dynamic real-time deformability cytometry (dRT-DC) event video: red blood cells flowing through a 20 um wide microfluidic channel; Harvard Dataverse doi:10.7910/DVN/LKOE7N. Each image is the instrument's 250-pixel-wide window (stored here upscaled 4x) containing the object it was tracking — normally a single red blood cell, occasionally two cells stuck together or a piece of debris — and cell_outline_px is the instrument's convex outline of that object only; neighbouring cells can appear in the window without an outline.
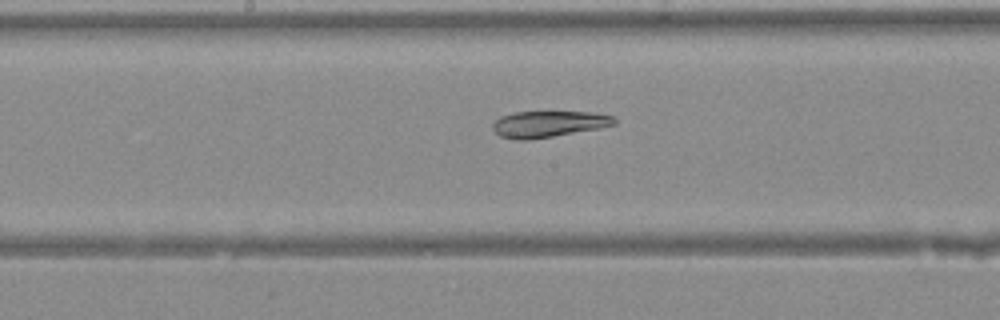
{"species": "Egyptian fruit bat (a non-hibernating species)", "species_latin": "Rousettus aegyptiacus", "temperature_condition": "warm", "stored_images_in_passage": 43, "segment_of_instrument_passage": [2, 2], "camera_frame_rate_fps": 3000, "um_per_image_px": 0.085, "animal": {"sex": "female"}, "frame": {"image": 1, "passage_image": 24, "time_ms": 7.667, "image_size_px": [1000, 320], "cell_outline_px": [[616, 124], [600, 128], [528, 140], [516, 140], [500, 136], [492, 128], [492, 124], [500, 116], [512, 112], [592, 112], [612, 116], [616, 120]], "centroid_in_image_um": [46.6, 10.54], "position_along_channel_um": 201.6, "area_um2": 18.55}}
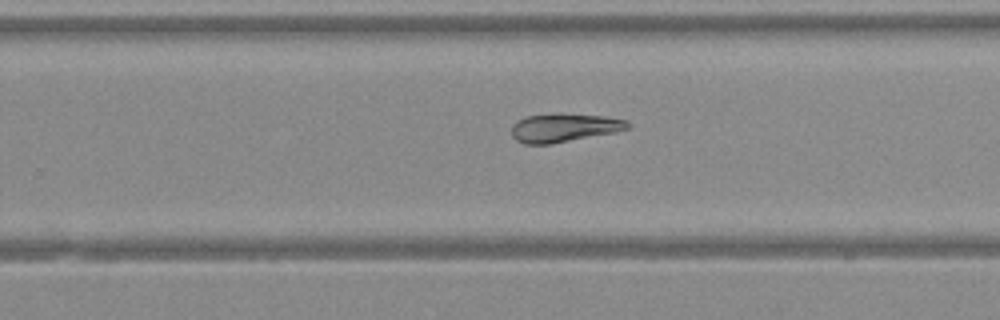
{"frame": {"image": 2, "passage_image": 29, "time_ms": 9.333, "image_size_px": [1000, 320], "cell_outline_px": [[628, 128], [616, 132], [548, 144], [524, 144], [516, 140], [512, 136], [512, 124], [516, 120], [528, 116], [556, 112], [604, 116], [628, 120]], "centroid_in_image_um": [47.91, 10.83], "position_along_channel_um": 281.9, "area_um2": 19.42}}
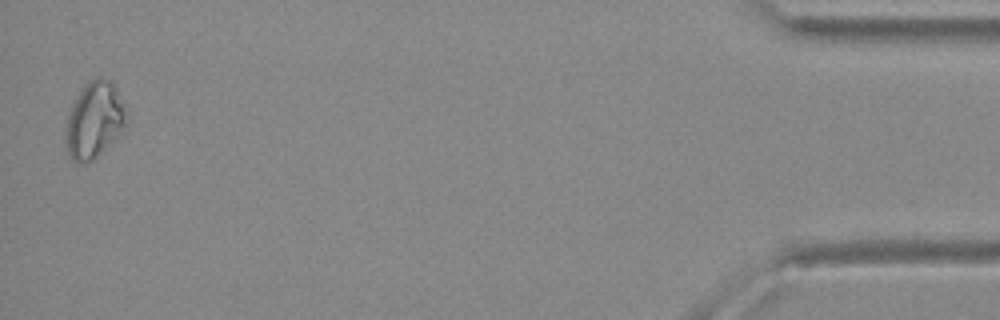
{"frame": {"image": 3, "passage_image": 43, "time_ms": 14.0, "image_size_px": [1000, 320], "cell_outline_px": [[128, 124], [92, 160], [72, 160], [68, 152], [68, 116], [72, 104], [88, 80], [96, 76], [100, 76], [112, 80], [128, 112]], "centroid_in_image_um": [8.09, 10.1], "position_along_channel_um": 427.1, "area_um2": 26.18}}